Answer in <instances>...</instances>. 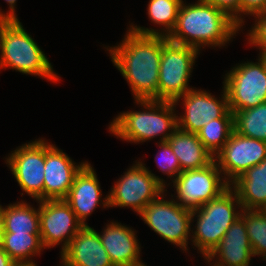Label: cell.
Instances as JSON below:
<instances>
[{
    "mask_svg": "<svg viewBox=\"0 0 266 266\" xmlns=\"http://www.w3.org/2000/svg\"><path fill=\"white\" fill-rule=\"evenodd\" d=\"M118 46H106L114 66L131 88L134 100H158L162 36L140 35L129 28Z\"/></svg>",
    "mask_w": 266,
    "mask_h": 266,
    "instance_id": "1",
    "label": "cell"
},
{
    "mask_svg": "<svg viewBox=\"0 0 266 266\" xmlns=\"http://www.w3.org/2000/svg\"><path fill=\"white\" fill-rule=\"evenodd\" d=\"M241 29L226 12L205 0H197L195 4L183 1L176 26L167 38L173 43L191 46L200 51L206 46H227Z\"/></svg>",
    "mask_w": 266,
    "mask_h": 266,
    "instance_id": "2",
    "label": "cell"
},
{
    "mask_svg": "<svg viewBox=\"0 0 266 266\" xmlns=\"http://www.w3.org/2000/svg\"><path fill=\"white\" fill-rule=\"evenodd\" d=\"M143 106L142 111L120 112L109 124V133L126 142L137 143L160 137L167 142L178 129L176 105L174 102L159 100H135ZM162 136V137H161Z\"/></svg>",
    "mask_w": 266,
    "mask_h": 266,
    "instance_id": "3",
    "label": "cell"
},
{
    "mask_svg": "<svg viewBox=\"0 0 266 266\" xmlns=\"http://www.w3.org/2000/svg\"><path fill=\"white\" fill-rule=\"evenodd\" d=\"M52 66L20 20H0V70L10 68L56 83L61 78Z\"/></svg>",
    "mask_w": 266,
    "mask_h": 266,
    "instance_id": "4",
    "label": "cell"
},
{
    "mask_svg": "<svg viewBox=\"0 0 266 266\" xmlns=\"http://www.w3.org/2000/svg\"><path fill=\"white\" fill-rule=\"evenodd\" d=\"M241 211V203L231 187L217 198L193 209L191 221H197L195 228L191 230L193 248H198L197 251L205 258L222 240ZM194 218L197 219L194 221Z\"/></svg>",
    "mask_w": 266,
    "mask_h": 266,
    "instance_id": "5",
    "label": "cell"
},
{
    "mask_svg": "<svg viewBox=\"0 0 266 266\" xmlns=\"http://www.w3.org/2000/svg\"><path fill=\"white\" fill-rule=\"evenodd\" d=\"M166 186L163 178L152 173L141 159L136 160L109 190V207H128L139 215L149 203L167 191Z\"/></svg>",
    "mask_w": 266,
    "mask_h": 266,
    "instance_id": "6",
    "label": "cell"
},
{
    "mask_svg": "<svg viewBox=\"0 0 266 266\" xmlns=\"http://www.w3.org/2000/svg\"><path fill=\"white\" fill-rule=\"evenodd\" d=\"M198 49L173 43L162 36V53L159 67L158 100L174 102L195 88L188 86Z\"/></svg>",
    "mask_w": 266,
    "mask_h": 266,
    "instance_id": "7",
    "label": "cell"
},
{
    "mask_svg": "<svg viewBox=\"0 0 266 266\" xmlns=\"http://www.w3.org/2000/svg\"><path fill=\"white\" fill-rule=\"evenodd\" d=\"M165 193L149 203L139 216L156 234L186 253L188 240H191L192 210L183 207L174 197L164 199Z\"/></svg>",
    "mask_w": 266,
    "mask_h": 266,
    "instance_id": "8",
    "label": "cell"
},
{
    "mask_svg": "<svg viewBox=\"0 0 266 266\" xmlns=\"http://www.w3.org/2000/svg\"><path fill=\"white\" fill-rule=\"evenodd\" d=\"M223 87L232 113L266 102L265 63L258 56V62L236 64L225 74Z\"/></svg>",
    "mask_w": 266,
    "mask_h": 266,
    "instance_id": "9",
    "label": "cell"
},
{
    "mask_svg": "<svg viewBox=\"0 0 266 266\" xmlns=\"http://www.w3.org/2000/svg\"><path fill=\"white\" fill-rule=\"evenodd\" d=\"M171 183L176 190V201L191 210L217 198L230 187L215 161L202 169L183 171Z\"/></svg>",
    "mask_w": 266,
    "mask_h": 266,
    "instance_id": "10",
    "label": "cell"
},
{
    "mask_svg": "<svg viewBox=\"0 0 266 266\" xmlns=\"http://www.w3.org/2000/svg\"><path fill=\"white\" fill-rule=\"evenodd\" d=\"M5 163L23 191L21 195L25 192L34 200L43 201L45 138L18 146Z\"/></svg>",
    "mask_w": 266,
    "mask_h": 266,
    "instance_id": "11",
    "label": "cell"
},
{
    "mask_svg": "<svg viewBox=\"0 0 266 266\" xmlns=\"http://www.w3.org/2000/svg\"><path fill=\"white\" fill-rule=\"evenodd\" d=\"M222 89L223 94L220 99L211 95L209 91L196 88L177 98L174 104L177 106L180 100H183L184 106V114L177 116L178 129L197 134L211 120L234 118L229 109L226 91L224 87Z\"/></svg>",
    "mask_w": 266,
    "mask_h": 266,
    "instance_id": "12",
    "label": "cell"
},
{
    "mask_svg": "<svg viewBox=\"0 0 266 266\" xmlns=\"http://www.w3.org/2000/svg\"><path fill=\"white\" fill-rule=\"evenodd\" d=\"M266 158V142L242 136L235 131L222 149L215 155L216 162L225 180L231 184L246 170Z\"/></svg>",
    "mask_w": 266,
    "mask_h": 266,
    "instance_id": "13",
    "label": "cell"
},
{
    "mask_svg": "<svg viewBox=\"0 0 266 266\" xmlns=\"http://www.w3.org/2000/svg\"><path fill=\"white\" fill-rule=\"evenodd\" d=\"M36 202L39 203L42 245L45 249H49L61 244L62 252L83 225L65 200H36Z\"/></svg>",
    "mask_w": 266,
    "mask_h": 266,
    "instance_id": "14",
    "label": "cell"
},
{
    "mask_svg": "<svg viewBox=\"0 0 266 266\" xmlns=\"http://www.w3.org/2000/svg\"><path fill=\"white\" fill-rule=\"evenodd\" d=\"M76 164L63 150L45 140L43 201L64 200L75 176L88 163Z\"/></svg>",
    "mask_w": 266,
    "mask_h": 266,
    "instance_id": "15",
    "label": "cell"
},
{
    "mask_svg": "<svg viewBox=\"0 0 266 266\" xmlns=\"http://www.w3.org/2000/svg\"><path fill=\"white\" fill-rule=\"evenodd\" d=\"M90 163H87L75 176L65 202L71 207L78 221L88 226L86 220L99 206L109 208L108 195L103 198L99 180Z\"/></svg>",
    "mask_w": 266,
    "mask_h": 266,
    "instance_id": "16",
    "label": "cell"
},
{
    "mask_svg": "<svg viewBox=\"0 0 266 266\" xmlns=\"http://www.w3.org/2000/svg\"><path fill=\"white\" fill-rule=\"evenodd\" d=\"M251 257L254 255L245 218L240 215L228 228L222 240L204 259L211 266H250Z\"/></svg>",
    "mask_w": 266,
    "mask_h": 266,
    "instance_id": "17",
    "label": "cell"
},
{
    "mask_svg": "<svg viewBox=\"0 0 266 266\" xmlns=\"http://www.w3.org/2000/svg\"><path fill=\"white\" fill-rule=\"evenodd\" d=\"M137 232L127 225L111 221L101 233L102 246L106 249L114 266H145L141 261V245Z\"/></svg>",
    "mask_w": 266,
    "mask_h": 266,
    "instance_id": "18",
    "label": "cell"
},
{
    "mask_svg": "<svg viewBox=\"0 0 266 266\" xmlns=\"http://www.w3.org/2000/svg\"><path fill=\"white\" fill-rule=\"evenodd\" d=\"M61 266H114L94 228L83 226L60 252Z\"/></svg>",
    "mask_w": 266,
    "mask_h": 266,
    "instance_id": "19",
    "label": "cell"
},
{
    "mask_svg": "<svg viewBox=\"0 0 266 266\" xmlns=\"http://www.w3.org/2000/svg\"><path fill=\"white\" fill-rule=\"evenodd\" d=\"M230 187L236 192L242 209L266 210V158L246 170Z\"/></svg>",
    "mask_w": 266,
    "mask_h": 266,
    "instance_id": "20",
    "label": "cell"
},
{
    "mask_svg": "<svg viewBox=\"0 0 266 266\" xmlns=\"http://www.w3.org/2000/svg\"><path fill=\"white\" fill-rule=\"evenodd\" d=\"M167 142L178 158L182 172L205 168L214 161V156L205 148L196 133L177 129Z\"/></svg>",
    "mask_w": 266,
    "mask_h": 266,
    "instance_id": "21",
    "label": "cell"
},
{
    "mask_svg": "<svg viewBox=\"0 0 266 266\" xmlns=\"http://www.w3.org/2000/svg\"><path fill=\"white\" fill-rule=\"evenodd\" d=\"M183 0H149L147 14L151 23L163 26V29H153L129 24V29L140 35H160L168 37L174 30L178 11Z\"/></svg>",
    "mask_w": 266,
    "mask_h": 266,
    "instance_id": "22",
    "label": "cell"
},
{
    "mask_svg": "<svg viewBox=\"0 0 266 266\" xmlns=\"http://www.w3.org/2000/svg\"><path fill=\"white\" fill-rule=\"evenodd\" d=\"M0 246L18 266H36L32 258L45 249L40 234L29 233H1Z\"/></svg>",
    "mask_w": 266,
    "mask_h": 266,
    "instance_id": "23",
    "label": "cell"
},
{
    "mask_svg": "<svg viewBox=\"0 0 266 266\" xmlns=\"http://www.w3.org/2000/svg\"><path fill=\"white\" fill-rule=\"evenodd\" d=\"M2 233L40 234L39 206L23 200L5 206Z\"/></svg>",
    "mask_w": 266,
    "mask_h": 266,
    "instance_id": "24",
    "label": "cell"
},
{
    "mask_svg": "<svg viewBox=\"0 0 266 266\" xmlns=\"http://www.w3.org/2000/svg\"><path fill=\"white\" fill-rule=\"evenodd\" d=\"M234 131L242 136L266 142V102L233 113Z\"/></svg>",
    "mask_w": 266,
    "mask_h": 266,
    "instance_id": "25",
    "label": "cell"
},
{
    "mask_svg": "<svg viewBox=\"0 0 266 266\" xmlns=\"http://www.w3.org/2000/svg\"><path fill=\"white\" fill-rule=\"evenodd\" d=\"M234 131V118L209 121L197 133L205 148L215 157Z\"/></svg>",
    "mask_w": 266,
    "mask_h": 266,
    "instance_id": "26",
    "label": "cell"
},
{
    "mask_svg": "<svg viewBox=\"0 0 266 266\" xmlns=\"http://www.w3.org/2000/svg\"><path fill=\"white\" fill-rule=\"evenodd\" d=\"M241 215L245 218L253 255L266 259V210L242 209Z\"/></svg>",
    "mask_w": 266,
    "mask_h": 266,
    "instance_id": "27",
    "label": "cell"
},
{
    "mask_svg": "<svg viewBox=\"0 0 266 266\" xmlns=\"http://www.w3.org/2000/svg\"><path fill=\"white\" fill-rule=\"evenodd\" d=\"M158 144L161 150L158 151L157 156L155 157L157 167L163 174H167L168 178H172L171 181L173 182L182 172L180 163L168 142H159Z\"/></svg>",
    "mask_w": 266,
    "mask_h": 266,
    "instance_id": "28",
    "label": "cell"
},
{
    "mask_svg": "<svg viewBox=\"0 0 266 266\" xmlns=\"http://www.w3.org/2000/svg\"><path fill=\"white\" fill-rule=\"evenodd\" d=\"M256 19L254 22V26L252 25L250 30H248V34L246 35L248 38V43L250 46L257 47L259 51L266 50V11L259 12L253 15Z\"/></svg>",
    "mask_w": 266,
    "mask_h": 266,
    "instance_id": "29",
    "label": "cell"
},
{
    "mask_svg": "<svg viewBox=\"0 0 266 266\" xmlns=\"http://www.w3.org/2000/svg\"><path fill=\"white\" fill-rule=\"evenodd\" d=\"M266 11V0H240V26L243 28L244 15L253 16ZM243 16V17H242Z\"/></svg>",
    "mask_w": 266,
    "mask_h": 266,
    "instance_id": "30",
    "label": "cell"
},
{
    "mask_svg": "<svg viewBox=\"0 0 266 266\" xmlns=\"http://www.w3.org/2000/svg\"><path fill=\"white\" fill-rule=\"evenodd\" d=\"M226 12L240 25V0H205Z\"/></svg>",
    "mask_w": 266,
    "mask_h": 266,
    "instance_id": "31",
    "label": "cell"
},
{
    "mask_svg": "<svg viewBox=\"0 0 266 266\" xmlns=\"http://www.w3.org/2000/svg\"><path fill=\"white\" fill-rule=\"evenodd\" d=\"M9 5V10L4 13L0 9V20H19L18 15L15 13V6L17 3V0H4Z\"/></svg>",
    "mask_w": 266,
    "mask_h": 266,
    "instance_id": "32",
    "label": "cell"
},
{
    "mask_svg": "<svg viewBox=\"0 0 266 266\" xmlns=\"http://www.w3.org/2000/svg\"><path fill=\"white\" fill-rule=\"evenodd\" d=\"M0 266H18L0 246Z\"/></svg>",
    "mask_w": 266,
    "mask_h": 266,
    "instance_id": "33",
    "label": "cell"
},
{
    "mask_svg": "<svg viewBox=\"0 0 266 266\" xmlns=\"http://www.w3.org/2000/svg\"><path fill=\"white\" fill-rule=\"evenodd\" d=\"M4 209L5 208L0 204V236L3 232Z\"/></svg>",
    "mask_w": 266,
    "mask_h": 266,
    "instance_id": "34",
    "label": "cell"
},
{
    "mask_svg": "<svg viewBox=\"0 0 266 266\" xmlns=\"http://www.w3.org/2000/svg\"><path fill=\"white\" fill-rule=\"evenodd\" d=\"M259 57L265 63V66H266V50L260 51L259 52Z\"/></svg>",
    "mask_w": 266,
    "mask_h": 266,
    "instance_id": "35",
    "label": "cell"
}]
</instances>
